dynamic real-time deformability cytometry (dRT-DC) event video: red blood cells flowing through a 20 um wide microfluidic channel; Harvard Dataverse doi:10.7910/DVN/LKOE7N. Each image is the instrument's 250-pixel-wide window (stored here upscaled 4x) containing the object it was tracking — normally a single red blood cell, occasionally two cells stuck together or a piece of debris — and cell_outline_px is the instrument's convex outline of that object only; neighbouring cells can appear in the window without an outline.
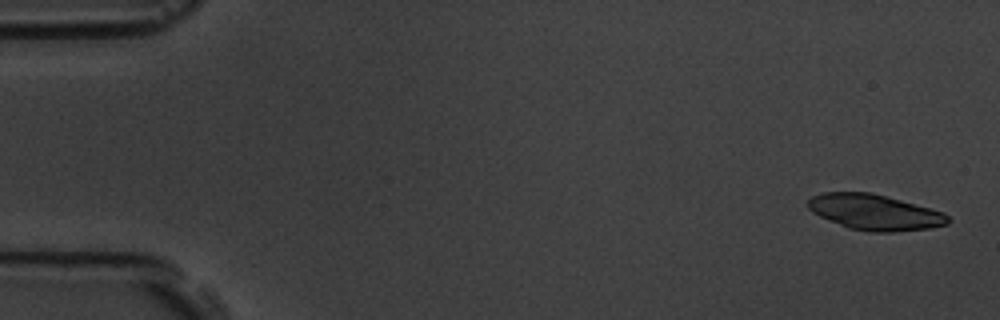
{"species": "common noctule bat (a hibernating species)", "species_latin": "Nyctalus noctula", "temperature_condition": "room temperature", "stored_images_in_passage": 5, "camera_frame_rate_fps": 3000, "um_per_image_px": 0.085, "animal": {"sex": "male", "body_mass_g": 19.5, "forearm_length_mm": 54.6}, "frame": {"image": 1, "passage_image": 1, "time_ms": 0.0, "image_size_px": [1000, 320], "cell_outline_px": [[952, 220], [948, 224], [928, 228], [892, 232], [868, 232], [848, 228], [828, 220], [812, 212], [808, 208], [808, 200], [812, 196], [824, 192], [868, 192], [900, 200], [944, 212]], "centroid_in_image_um": [74.34, 18.05], "position_along_channel_um": 10.7, "area_um2": 28.9}}